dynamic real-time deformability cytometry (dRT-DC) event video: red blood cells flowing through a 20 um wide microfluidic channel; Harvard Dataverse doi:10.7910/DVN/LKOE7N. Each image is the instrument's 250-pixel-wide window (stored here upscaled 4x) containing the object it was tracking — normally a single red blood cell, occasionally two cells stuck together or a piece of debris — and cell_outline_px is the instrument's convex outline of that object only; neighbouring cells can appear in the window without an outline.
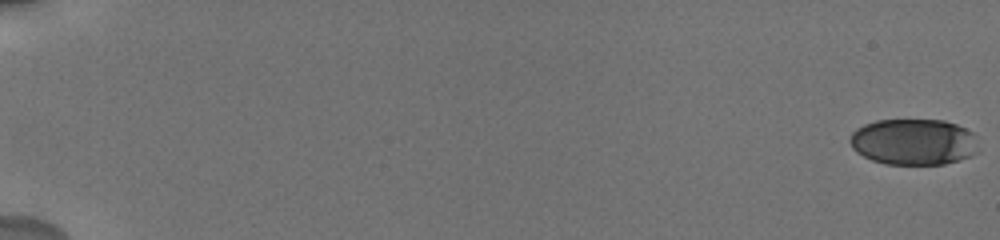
{"species": "human", "species_latin": "Homo sapiens", "temperature_condition": "cold", "stored_images_in_passage": 50, "camera_frame_rate_fps": 3000, "um_per_image_px": 0.085, "donor": {"sex": "male"}, "frame": {"image": 1, "passage_image": 1, "time_ms": 0.0, "image_size_px": [1000, 240], "cell_outline_px": [[980, 152], [972, 156], [944, 164], [884, 164], [872, 160], [856, 152], [852, 148], [848, 140], [852, 132], [856, 128], [864, 124], [876, 120], [944, 120], [956, 124], [972, 132], [980, 148]], "centroid_in_image_um": [77.66, 12.06], "position_along_channel_um": 7.3, "area_um2": 34.97}}
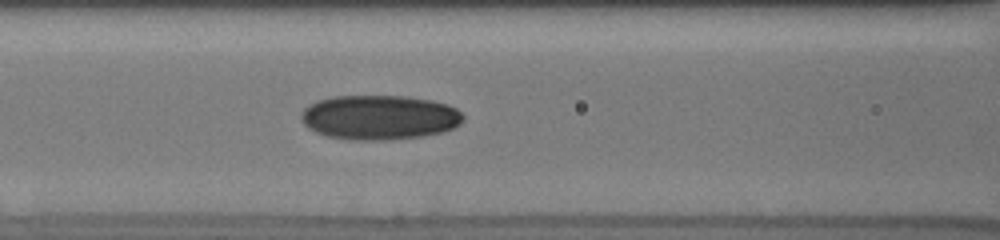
{"frame": {"image": 2, "passage_image": 26, "time_ms": 9.0, "image_size_px": [1000, 240], "cell_outline_px": [[464, 120], [460, 124], [452, 128], [440, 132], [424, 136], [388, 140], [352, 140], [328, 136], [316, 132], [308, 128], [300, 120], [300, 116], [304, 108], [308, 104], [316, 100], [332, 96], [404, 96], [432, 100], [448, 104], [456, 108], [464, 116]], "centroid_in_image_um": [32.23, 9.97], "position_along_channel_um": 134.4, "area_um2": 42.43}}
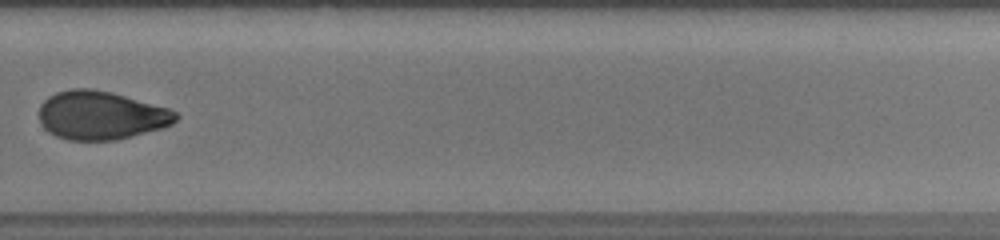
{"frame": {"image": 3, "passage_image": 40, "time_ms": 14.0, "image_size_px": [1000, 240], "cell_outline_px": [[180, 116], [172, 124], [160, 128], [132, 136], [116, 140], [68, 140], [56, 136], [48, 132], [40, 124], [40, 104], [48, 96], [56, 92], [72, 88], [88, 88], [108, 92], [124, 96], [168, 108], [176, 112]], "centroid_in_image_um": [8.54, 9.81], "position_along_channel_um": 321.3, "area_um2": 38.44}, "authors_computed_cell_mechanics": {"area_um2": 38.4659, "velocity_mm_per_s": 3.7465, "shape_relaxation_time_tau1_ms": 5.0277, "shape_relaxation_time_tau2_ms": 8.0742, "deformation_change_tau1": 0.1387, "deformation_change_tau2": 0.1326}}